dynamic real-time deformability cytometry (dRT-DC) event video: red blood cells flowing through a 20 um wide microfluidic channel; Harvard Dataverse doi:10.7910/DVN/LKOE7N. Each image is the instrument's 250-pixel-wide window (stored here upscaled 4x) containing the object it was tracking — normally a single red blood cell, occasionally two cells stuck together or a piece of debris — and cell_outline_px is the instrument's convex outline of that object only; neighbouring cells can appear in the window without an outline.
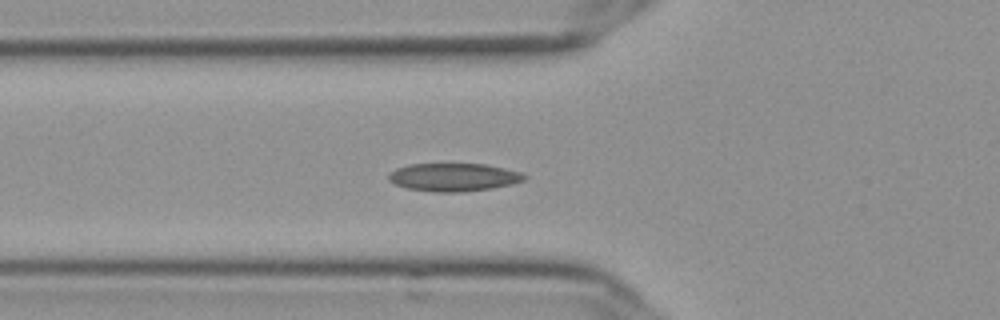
{"species": "Egyptian fruit bat (a non-hibernating species)", "species_latin": "Rousettus aegyptiacus", "temperature_condition": "cold", "stored_images_in_passage": 37, "camera_frame_rate_fps": 3000, "um_per_image_px": 0.085, "frame": {"image": 1, "passage_image": 2, "time_ms": 0.333, "image_size_px": [1000, 320], "cell_outline_px": [[528, 176], [524, 180], [512, 184], [492, 188], [464, 192], [432, 192], [408, 188], [396, 184], [388, 180], [388, 176], [396, 168], [408, 164], [484, 164], [520, 172]], "centroid_in_image_um": [38.56, 15.07], "position_along_channel_um": 87.2, "area_um2": 22.08}}
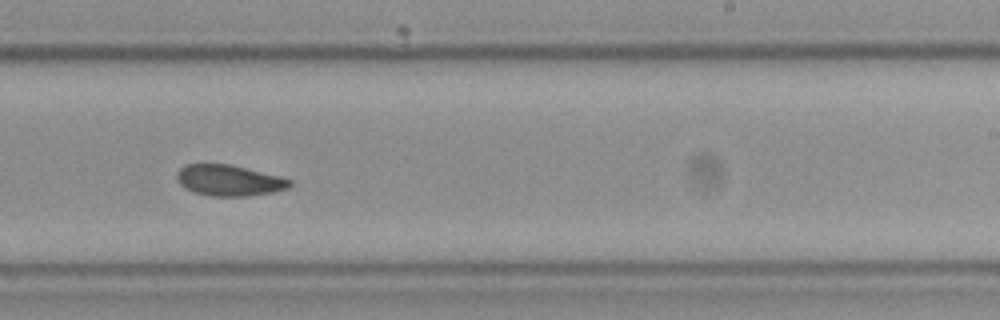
{"frame": {"image": 2, "passage_image": 17, "time_ms": 5.333, "image_size_px": [1000, 320], "cell_outline_px": [[292, 184], [288, 188], [272, 192], [248, 196], [212, 196], [192, 192], [184, 188], [176, 180], [176, 172], [184, 164], [228, 164], [280, 176], [292, 180]], "centroid_in_image_um": [19.43, 15.33], "position_along_channel_um": 269.6, "area_um2": 20.46}}
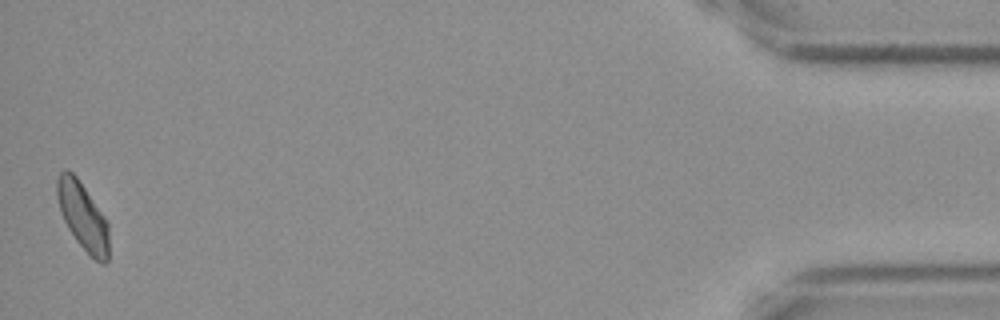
{"frame": {"image": 3, "passage_image": 37, "time_ms": 12.0, "image_size_px": [1000, 320], "cell_outline_px": [[108, 260], [104, 264], [100, 264], [76, 240], [68, 228], [64, 220], [60, 208], [56, 192], [56, 180], [60, 172], [64, 168], [68, 168], [76, 176], [104, 216], [108, 224]], "centroid_in_image_um": [7.02, 18.35], "position_along_channel_um": 428.2, "area_um2": 20.06}}